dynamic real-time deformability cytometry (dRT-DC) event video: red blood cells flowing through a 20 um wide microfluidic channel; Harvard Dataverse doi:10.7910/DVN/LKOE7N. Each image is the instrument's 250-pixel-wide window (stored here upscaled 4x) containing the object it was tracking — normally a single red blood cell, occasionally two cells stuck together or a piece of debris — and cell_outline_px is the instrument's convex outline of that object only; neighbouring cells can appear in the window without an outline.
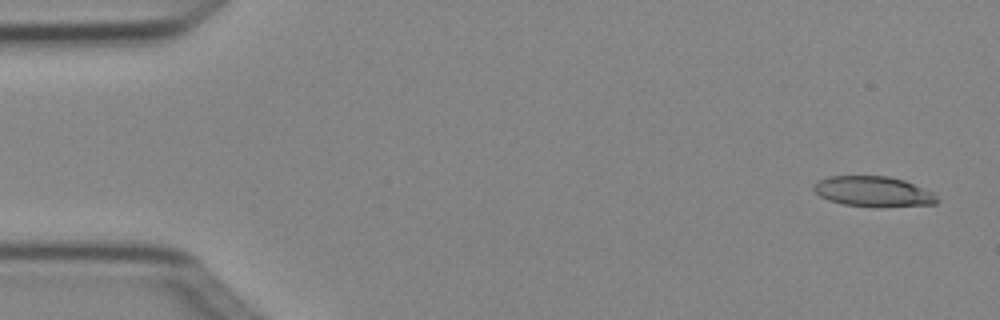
{"species": "Egyptian fruit bat (a non-hibernating species)", "species_latin": "Rousettus aegyptiacus", "temperature_condition": "cold", "stored_images_in_passage": 3, "camera_frame_rate_fps": 3000, "um_per_image_px": 0.085, "animal": {"sex": "female"}, "frame": {"image": 1, "passage_image": 1, "time_ms": 0.0, "image_size_px": [1000, 320], "cell_outline_px": [[940, 200], [936, 204], [844, 204], [828, 200], [820, 196], [812, 188], [816, 180], [828, 176], [888, 176], [904, 180], [932, 192]], "centroid_in_image_um": [74.15, 16.22], "position_along_channel_um": 10.8, "area_um2": 20.75}}
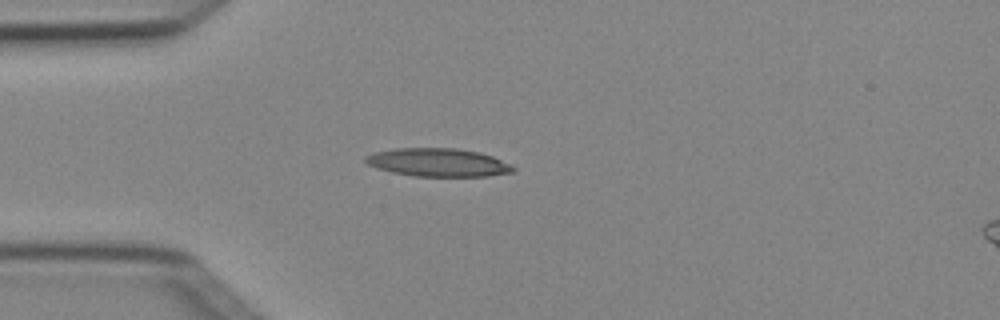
{"frame": {"image": 2, "passage_image": 3, "time_ms": 0.667, "image_size_px": [1000, 320], "cell_outline_px": [[516, 168], [512, 172], [488, 176], [412, 176], [392, 172], [376, 168], [368, 164], [364, 160], [364, 156], [376, 152], [396, 148], [456, 148], [480, 152], [492, 156], [512, 164]], "centroid_in_image_um": [37.25, 13.8], "position_along_channel_um": 47.8, "area_um2": 24.33}}